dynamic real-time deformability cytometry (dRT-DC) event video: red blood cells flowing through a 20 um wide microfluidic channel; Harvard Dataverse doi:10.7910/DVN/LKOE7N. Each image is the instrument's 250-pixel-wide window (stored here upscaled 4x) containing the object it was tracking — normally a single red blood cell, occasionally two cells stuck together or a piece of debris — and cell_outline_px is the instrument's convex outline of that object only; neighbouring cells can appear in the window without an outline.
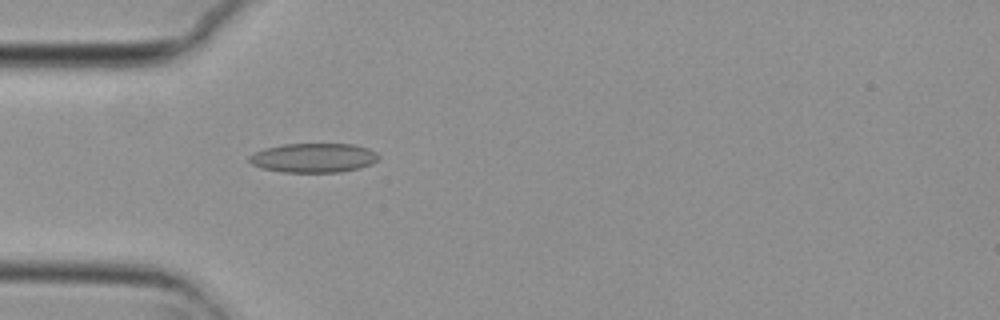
{"species": "common noctule bat (a hibernating species)", "species_latin": "Nyctalus noctula", "temperature_condition": "cold", "stored_images_in_passage": 49, "camera_frame_rate_fps": 3000, "um_per_image_px": 0.085, "animal": {"sex": "female", "body_mass_g": 29.2, "forearm_length_mm": 56.3}, "frame": {"image": 1, "passage_image": 10, "time_ms": 3.0, "image_size_px": [1000, 320], "cell_outline_px": [[380, 156], [372, 164], [360, 168], [340, 172], [284, 172], [260, 168], [252, 164], [248, 160], [248, 156], [264, 148], [284, 144], [352, 144], [368, 148], [376, 152]], "centroid_in_image_um": [26.65, 13.42], "position_along_channel_um": 58.3, "area_um2": 22.14}}
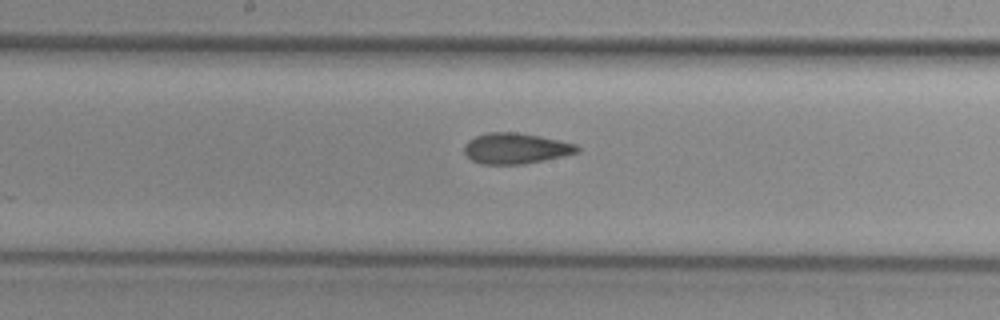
{"frame": {"image": 2, "passage_image": 22, "time_ms": 7.0, "image_size_px": [1000, 320], "cell_outline_px": [[580, 152], [564, 156], [524, 164], [480, 164], [472, 160], [464, 152], [464, 144], [468, 140], [476, 136], [488, 132], [516, 132], [540, 136], [576, 144], [580, 148]], "centroid_in_image_um": [43.84, 12.61], "position_along_channel_um": 204.4, "area_um2": 20.29}}
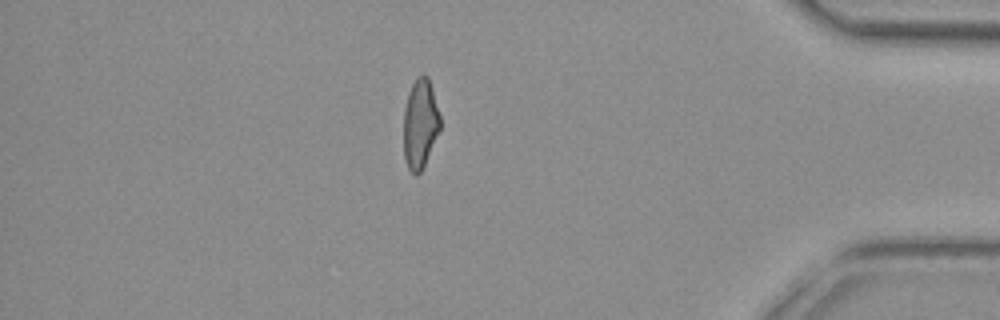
{"frame": {"image": 3, "passage_image": 41, "time_ms": 13.333, "image_size_px": [1000, 320], "cell_outline_px": [[440, 128], [424, 164], [420, 172], [416, 176], [408, 168], [404, 160], [404, 108], [408, 92], [416, 76], [424, 72], [428, 76], [432, 88], [440, 116]], "centroid_in_image_um": [35.7, 10.46], "position_along_channel_um": 399.5, "area_um2": 19.02}, "authors_computed_cell_mechanics": {"area_um2": 20.2878, "velocity_mm_per_s": 3.7216, "shape_relaxation_time_tau1_ms": 9.7699, "shape_relaxation_time_tau2_ms": 2.3448, "deformation_change_tau1": 0.1749, "deformation_change_tau2": 0.0869}}